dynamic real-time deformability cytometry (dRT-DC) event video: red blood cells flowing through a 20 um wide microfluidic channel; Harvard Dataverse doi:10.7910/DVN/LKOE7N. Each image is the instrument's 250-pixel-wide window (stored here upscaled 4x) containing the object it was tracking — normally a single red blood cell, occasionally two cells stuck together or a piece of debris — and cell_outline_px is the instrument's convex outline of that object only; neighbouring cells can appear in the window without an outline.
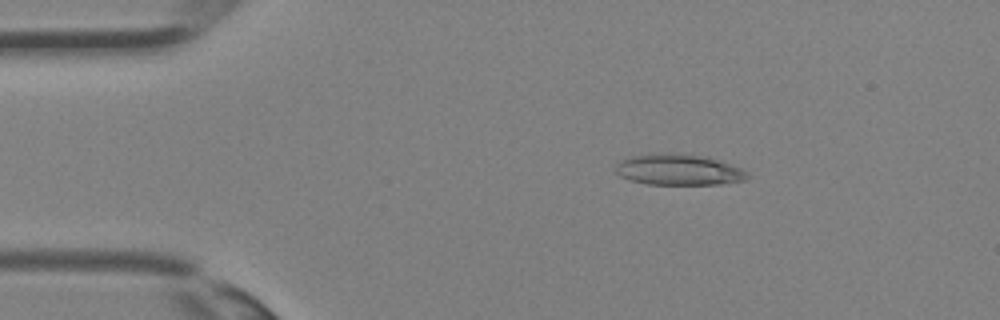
{"species": "Egyptian fruit bat (a non-hibernating species)", "species_latin": "Rousettus aegyptiacus", "temperature_condition": "room temperature", "stored_images_in_passage": 35, "camera_frame_rate_fps": 3000, "um_per_image_px": 0.085, "animal": {"sex": "female"}, "frame": {"image": 1, "passage_image": 6, "time_ms": 1.667, "image_size_px": [1000, 320], "cell_outline_px": [[748, 176], [744, 180], [720, 184], [648, 184], [628, 180], [620, 176], [616, 172], [616, 164], [620, 160], [628, 156], [648, 152], [672, 152], [708, 156], [740, 168]], "centroid_in_image_um": [57.59, 14.39], "position_along_channel_um": 27.4, "area_um2": 24.16}}
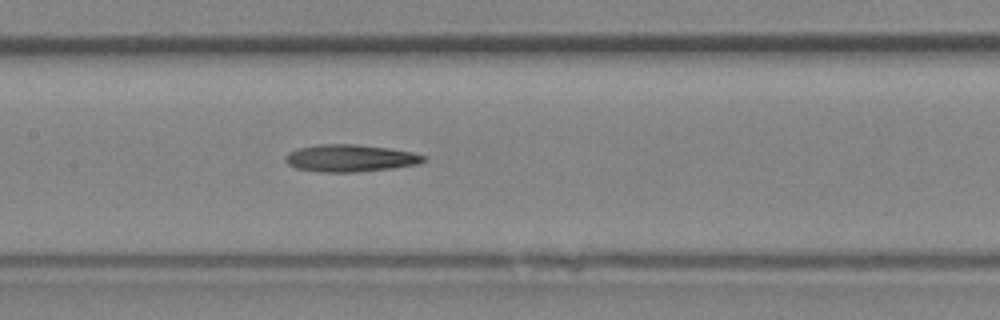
{"frame": {"image": 2, "passage_image": 17, "time_ms": 5.333, "image_size_px": [1000, 320], "cell_outline_px": [[424, 160], [420, 164], [392, 168], [356, 172], [320, 172], [296, 168], [288, 164], [284, 160], [284, 156], [288, 152], [300, 148], [316, 144], [356, 144], [388, 148], [412, 152], [424, 156]], "centroid_in_image_um": [29.73, 13.44], "position_along_channel_um": 177.7, "area_um2": 21.91}}
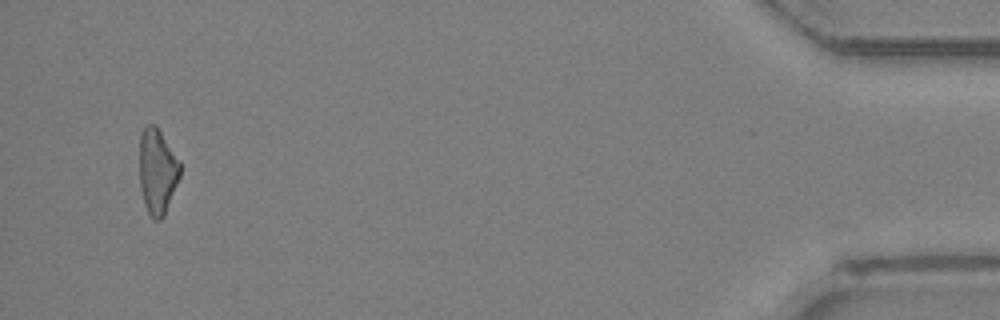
{"frame": {"image": 3, "passage_image": 34, "time_ms": 11.0, "image_size_px": [1000, 320], "cell_outline_px": [[180, 176], [164, 216], [160, 220], [152, 220], [144, 204], [140, 188], [140, 132], [148, 124], [156, 124], [180, 160]], "centroid_in_image_um": [13.37, 14.55], "position_along_channel_um": 421.8, "area_um2": 20.4}}